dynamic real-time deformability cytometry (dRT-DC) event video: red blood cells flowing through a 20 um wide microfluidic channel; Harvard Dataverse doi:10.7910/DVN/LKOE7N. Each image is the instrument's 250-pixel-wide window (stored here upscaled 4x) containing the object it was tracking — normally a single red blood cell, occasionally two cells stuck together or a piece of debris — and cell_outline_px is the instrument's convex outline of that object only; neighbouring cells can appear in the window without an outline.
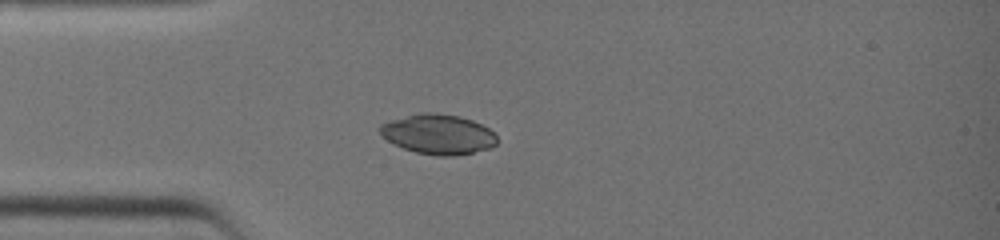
{"species": "common noctule bat (a hibernating species)", "species_latin": "Nyctalus noctula", "temperature_condition": "warm", "stored_images_in_passage": 28, "camera_frame_rate_fps": 3000, "um_per_image_px": 0.085, "animal": {"sex": "female", "body_mass_g": 19.0, "forearm_length_mm": 51.5}, "frame": {"image": 1, "passage_image": 1, "time_ms": 0.0, "image_size_px": [1000, 240], "cell_outline_px": [[496, 144], [488, 148], [472, 152], [452, 156], [440, 156], [416, 152], [404, 148], [388, 140], [380, 132], [380, 124], [392, 120], [420, 112], [436, 112], [460, 116], [472, 120], [496, 132]], "centroid_in_image_um": [37.27, 11.39], "position_along_channel_um": 47.7, "area_um2": 26.93}}
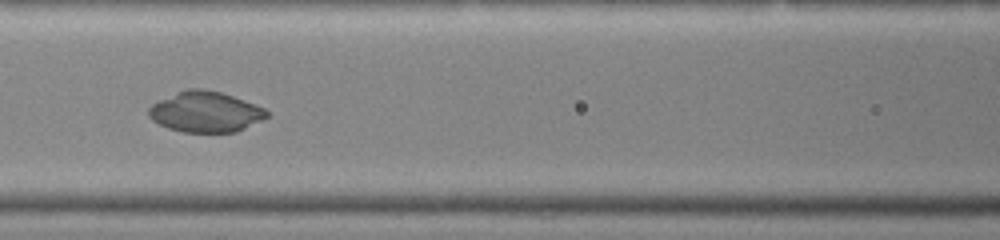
{"frame": {"image": 2, "passage_image": 8, "time_ms": 2.333, "image_size_px": [1000, 240], "cell_outline_px": [[268, 116], [236, 132], [184, 132], [168, 128], [152, 120], [148, 116], [148, 108], [152, 104], [176, 92], [188, 88], [200, 88], [220, 92], [244, 100], [264, 108], [268, 112]], "centroid_in_image_um": [17.43, 9.5], "position_along_channel_um": 149.2, "area_um2": 27.69}}
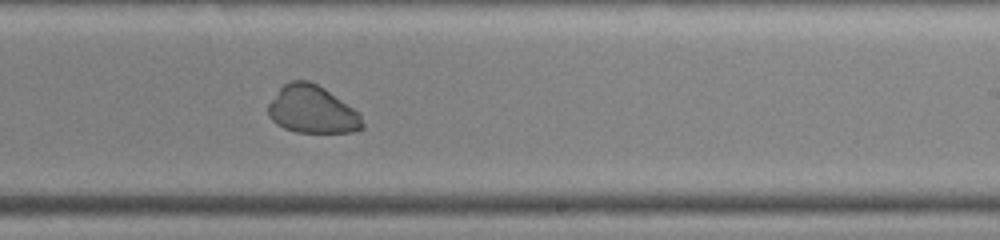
{"frame": {"image": 3, "passage_image": 15, "time_ms": 4.667, "image_size_px": [1000, 240], "cell_outline_px": [[364, 128], [352, 132], [296, 132], [284, 128], [276, 124], [268, 116], [268, 104], [280, 88], [284, 84], [292, 80], [308, 80], [324, 88], [360, 112], [364, 124]], "centroid_in_image_um": [26.55, 9.32], "position_along_channel_um": 262.5, "area_um2": 26.24}}